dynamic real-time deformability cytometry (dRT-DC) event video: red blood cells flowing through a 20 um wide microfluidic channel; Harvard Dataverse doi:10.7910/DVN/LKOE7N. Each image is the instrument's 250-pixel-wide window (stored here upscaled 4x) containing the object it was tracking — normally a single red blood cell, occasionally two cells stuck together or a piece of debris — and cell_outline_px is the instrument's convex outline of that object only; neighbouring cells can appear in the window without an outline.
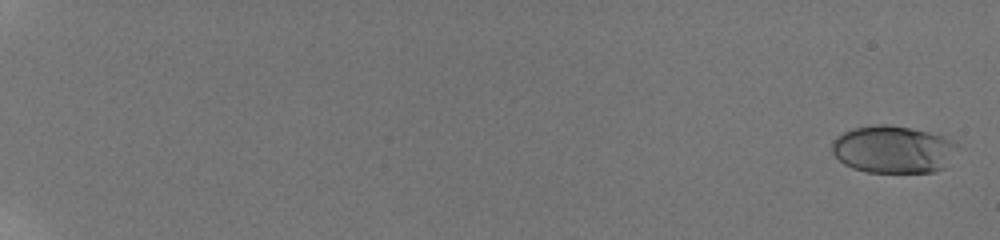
{"species": "human", "species_latin": "Homo sapiens", "temperature_condition": "room temperature", "stored_images_in_passage": 60, "camera_frame_rate_fps": 3000, "um_per_image_px": 0.085, "donor": {"sex": "male"}, "frame": {"image": 1, "passage_image": 2, "time_ms": 0.333, "image_size_px": [1000, 240], "cell_outline_px": [[956, 144], [944, 168], [932, 172], [868, 172], [852, 168], [844, 164], [832, 152], [832, 144], [836, 136], [844, 132], [856, 128], [876, 124], [888, 124], [928, 132], [940, 136]], "centroid_in_image_um": [75.83, 12.7], "position_along_channel_um": 9.2, "area_um2": 33.93}}
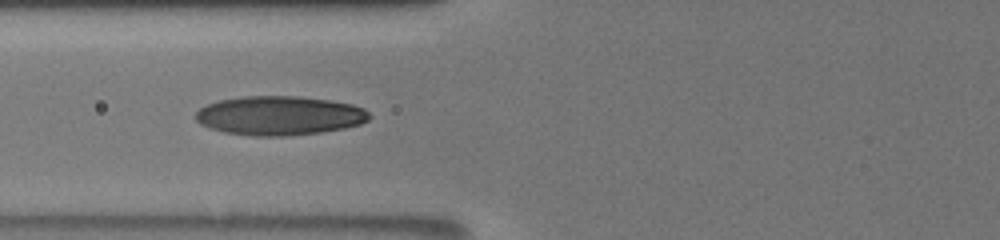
{"frame": {"image": 2, "passage_image": 29, "time_ms": 9.333, "image_size_px": [1000, 240], "cell_outline_px": [[372, 116], [368, 120], [360, 124], [344, 128], [320, 132], [280, 136], [256, 136], [224, 132], [208, 128], [200, 124], [196, 120], [196, 112], [200, 108], [208, 104], [220, 100], [244, 96], [300, 96], [328, 100], [352, 104], [364, 108]], "centroid_in_image_um": [23.75, 9.82], "position_along_channel_um": 102.0, "area_um2": 39.54}}
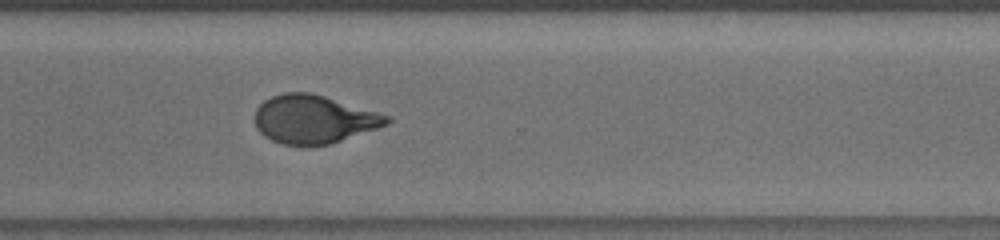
{"frame": {"image": 3, "passage_image": 48, "time_ms": 15.667, "image_size_px": [1000, 240], "cell_outline_px": [[392, 120], [388, 124], [328, 144], [284, 144], [272, 140], [264, 136], [256, 128], [256, 108], [264, 100], [272, 96], [284, 92], [312, 92], [392, 116]], "centroid_in_image_um": [26.67, 10.1], "position_along_channel_um": 343.9, "area_um2": 36.76}, "authors_computed_cell_mechanics": {"area_um2": 36.9342, "velocity_mm_per_s": 3.8179, "shape_relaxation_time_tau1_ms": 4.551, "shape_relaxation_time_tau2_ms": 1.1009, "deformation_change_tau1": 0.2003, "deformation_change_tau2": 0.0673}}